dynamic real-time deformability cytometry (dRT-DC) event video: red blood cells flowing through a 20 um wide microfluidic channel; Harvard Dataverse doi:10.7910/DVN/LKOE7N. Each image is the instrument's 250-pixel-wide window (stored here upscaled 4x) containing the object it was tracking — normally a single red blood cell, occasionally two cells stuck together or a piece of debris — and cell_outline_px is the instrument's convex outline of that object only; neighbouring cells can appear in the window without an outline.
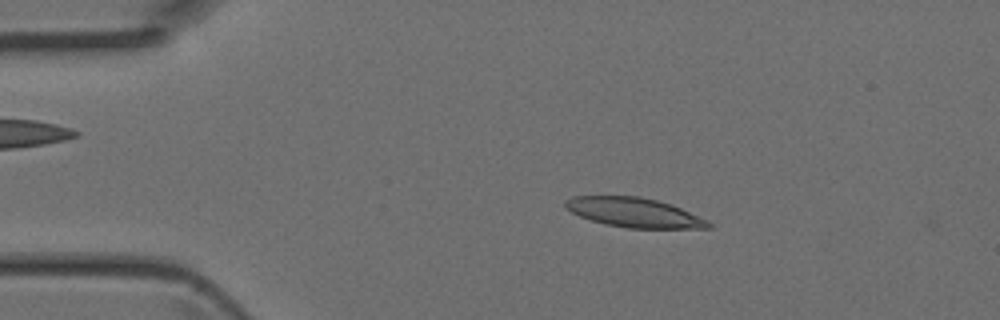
{"species": "Egyptian fruit bat (a non-hibernating species)", "species_latin": "Rousettus aegyptiacus", "temperature_condition": "room temperature", "stored_images_in_passage": 43, "camera_frame_rate_fps": 3000, "um_per_image_px": 0.085, "animal": {"sex": "female"}, "frame": {"image": 1, "passage_image": 7, "time_ms": 2.0, "image_size_px": [1000, 320], "cell_outline_px": [[712, 228], [628, 228], [604, 224], [580, 216], [564, 208], [564, 200], [572, 196], [640, 196], [656, 200], [680, 208], [708, 220], [712, 224]], "centroid_in_image_um": [53.87, 18.06], "position_along_channel_um": 31.1, "area_um2": 24.51}}
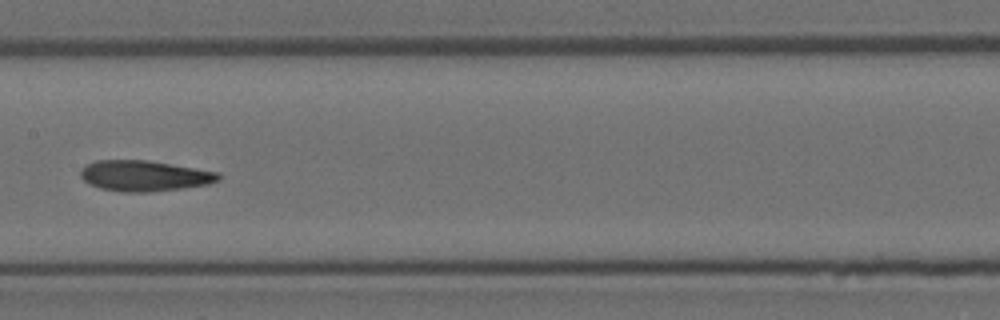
{"frame": {"image": 2, "passage_image": 21, "time_ms": 6.667, "image_size_px": [1000, 320], "cell_outline_px": [[220, 180], [208, 184], [184, 188], [148, 192], [124, 192], [100, 188], [84, 180], [80, 176], [80, 172], [88, 164], [96, 160], [148, 160], [220, 172]], "centroid_in_image_um": [12.32, 14.94], "position_along_channel_um": 195.1, "area_um2": 24.57}}
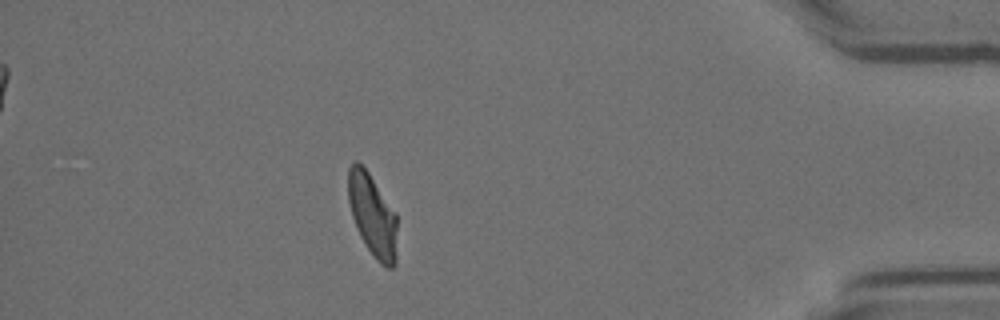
{"frame": {"image": 3, "passage_image": 38, "time_ms": 12.333, "image_size_px": [1000, 320], "cell_outline_px": [[396, 264], [392, 268], [388, 268], [380, 264], [376, 260], [364, 244], [356, 228], [352, 216], [348, 200], [348, 168], [356, 160], [368, 172], [396, 212]], "centroid_in_image_um": [31.66, 18.33], "position_along_channel_um": 403.5, "area_um2": 23.58}}